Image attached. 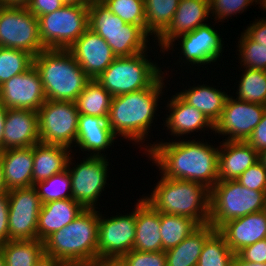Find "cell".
<instances>
[{
	"label": "cell",
	"mask_w": 266,
	"mask_h": 266,
	"mask_svg": "<svg viewBox=\"0 0 266 266\" xmlns=\"http://www.w3.org/2000/svg\"><path fill=\"white\" fill-rule=\"evenodd\" d=\"M178 139L150 143L145 146L144 155L158 167L159 176L197 182L211 190L218 182L219 147L207 141Z\"/></svg>",
	"instance_id": "obj_1"
},
{
	"label": "cell",
	"mask_w": 266,
	"mask_h": 266,
	"mask_svg": "<svg viewBox=\"0 0 266 266\" xmlns=\"http://www.w3.org/2000/svg\"><path fill=\"white\" fill-rule=\"evenodd\" d=\"M164 78L162 75L151 87L143 90L113 97L107 121L116 136L121 135L137 145L151 136L148 134L159 107L158 99L166 87Z\"/></svg>",
	"instance_id": "obj_2"
},
{
	"label": "cell",
	"mask_w": 266,
	"mask_h": 266,
	"mask_svg": "<svg viewBox=\"0 0 266 266\" xmlns=\"http://www.w3.org/2000/svg\"><path fill=\"white\" fill-rule=\"evenodd\" d=\"M99 210L84 209L71 223L44 240V253L67 266H88L97 261Z\"/></svg>",
	"instance_id": "obj_3"
},
{
	"label": "cell",
	"mask_w": 266,
	"mask_h": 266,
	"mask_svg": "<svg viewBox=\"0 0 266 266\" xmlns=\"http://www.w3.org/2000/svg\"><path fill=\"white\" fill-rule=\"evenodd\" d=\"M156 184L143 198L158 212L189 217L199 225L209 223L210 190L204 185L163 176Z\"/></svg>",
	"instance_id": "obj_4"
},
{
	"label": "cell",
	"mask_w": 266,
	"mask_h": 266,
	"mask_svg": "<svg viewBox=\"0 0 266 266\" xmlns=\"http://www.w3.org/2000/svg\"><path fill=\"white\" fill-rule=\"evenodd\" d=\"M48 100L75 102L90 80L68 49H45L33 57Z\"/></svg>",
	"instance_id": "obj_5"
},
{
	"label": "cell",
	"mask_w": 266,
	"mask_h": 266,
	"mask_svg": "<svg viewBox=\"0 0 266 266\" xmlns=\"http://www.w3.org/2000/svg\"><path fill=\"white\" fill-rule=\"evenodd\" d=\"M88 23L89 28L107 42L116 57L148 51L151 44L149 35L140 26L125 23L100 0H91Z\"/></svg>",
	"instance_id": "obj_6"
},
{
	"label": "cell",
	"mask_w": 266,
	"mask_h": 266,
	"mask_svg": "<svg viewBox=\"0 0 266 266\" xmlns=\"http://www.w3.org/2000/svg\"><path fill=\"white\" fill-rule=\"evenodd\" d=\"M147 53L116 57L96 80L113 97L151 87L164 72Z\"/></svg>",
	"instance_id": "obj_7"
},
{
	"label": "cell",
	"mask_w": 266,
	"mask_h": 266,
	"mask_svg": "<svg viewBox=\"0 0 266 266\" xmlns=\"http://www.w3.org/2000/svg\"><path fill=\"white\" fill-rule=\"evenodd\" d=\"M266 191L251 190L237 180L218 181L210 190L209 224L216 230L225 222L263 211Z\"/></svg>",
	"instance_id": "obj_8"
},
{
	"label": "cell",
	"mask_w": 266,
	"mask_h": 266,
	"mask_svg": "<svg viewBox=\"0 0 266 266\" xmlns=\"http://www.w3.org/2000/svg\"><path fill=\"white\" fill-rule=\"evenodd\" d=\"M38 26L46 49H69L89 28L88 6L64 5L38 17Z\"/></svg>",
	"instance_id": "obj_9"
},
{
	"label": "cell",
	"mask_w": 266,
	"mask_h": 266,
	"mask_svg": "<svg viewBox=\"0 0 266 266\" xmlns=\"http://www.w3.org/2000/svg\"><path fill=\"white\" fill-rule=\"evenodd\" d=\"M37 114L40 142L64 146L72 151L79 118L76 103L47 99Z\"/></svg>",
	"instance_id": "obj_10"
},
{
	"label": "cell",
	"mask_w": 266,
	"mask_h": 266,
	"mask_svg": "<svg viewBox=\"0 0 266 266\" xmlns=\"http://www.w3.org/2000/svg\"><path fill=\"white\" fill-rule=\"evenodd\" d=\"M0 47L27 51L33 57L46 49L39 37L38 18L27 7L0 5Z\"/></svg>",
	"instance_id": "obj_11"
},
{
	"label": "cell",
	"mask_w": 266,
	"mask_h": 266,
	"mask_svg": "<svg viewBox=\"0 0 266 266\" xmlns=\"http://www.w3.org/2000/svg\"><path fill=\"white\" fill-rule=\"evenodd\" d=\"M72 155V156H71ZM107 156H88L80 163L73 162L70 154L67 167L71 179L72 199L85 209H98L96 206L107 184L109 162ZM73 162V163H72ZM72 168H71V167ZM108 166V167H107Z\"/></svg>",
	"instance_id": "obj_12"
},
{
	"label": "cell",
	"mask_w": 266,
	"mask_h": 266,
	"mask_svg": "<svg viewBox=\"0 0 266 266\" xmlns=\"http://www.w3.org/2000/svg\"><path fill=\"white\" fill-rule=\"evenodd\" d=\"M131 213L106 218L99 210L97 261L119 260L133 249L136 229V205Z\"/></svg>",
	"instance_id": "obj_13"
},
{
	"label": "cell",
	"mask_w": 266,
	"mask_h": 266,
	"mask_svg": "<svg viewBox=\"0 0 266 266\" xmlns=\"http://www.w3.org/2000/svg\"><path fill=\"white\" fill-rule=\"evenodd\" d=\"M8 196L9 240L37 239L38 216L42 203L36 188H15L8 191Z\"/></svg>",
	"instance_id": "obj_14"
},
{
	"label": "cell",
	"mask_w": 266,
	"mask_h": 266,
	"mask_svg": "<svg viewBox=\"0 0 266 266\" xmlns=\"http://www.w3.org/2000/svg\"><path fill=\"white\" fill-rule=\"evenodd\" d=\"M266 105L235 99L228 95L220 119L214 125L217 135L226 141H246L260 123Z\"/></svg>",
	"instance_id": "obj_15"
},
{
	"label": "cell",
	"mask_w": 266,
	"mask_h": 266,
	"mask_svg": "<svg viewBox=\"0 0 266 266\" xmlns=\"http://www.w3.org/2000/svg\"><path fill=\"white\" fill-rule=\"evenodd\" d=\"M215 26L209 25L208 23L199 26L194 31L186 33L184 35L178 36L163 52L165 53L173 50L176 40L180 39V50L183 57L179 59L183 63L197 65H206L215 63L217 59L219 60L222 56V49L224 48L223 38L217 32ZM171 47V48H170ZM182 58H185L182 59ZM188 62V63H187Z\"/></svg>",
	"instance_id": "obj_16"
},
{
	"label": "cell",
	"mask_w": 266,
	"mask_h": 266,
	"mask_svg": "<svg viewBox=\"0 0 266 266\" xmlns=\"http://www.w3.org/2000/svg\"><path fill=\"white\" fill-rule=\"evenodd\" d=\"M46 100L40 74L34 65L0 85V103L7 109L38 111Z\"/></svg>",
	"instance_id": "obj_17"
},
{
	"label": "cell",
	"mask_w": 266,
	"mask_h": 266,
	"mask_svg": "<svg viewBox=\"0 0 266 266\" xmlns=\"http://www.w3.org/2000/svg\"><path fill=\"white\" fill-rule=\"evenodd\" d=\"M68 50L90 79H97L116 58L107 42L90 28Z\"/></svg>",
	"instance_id": "obj_18"
},
{
	"label": "cell",
	"mask_w": 266,
	"mask_h": 266,
	"mask_svg": "<svg viewBox=\"0 0 266 266\" xmlns=\"http://www.w3.org/2000/svg\"><path fill=\"white\" fill-rule=\"evenodd\" d=\"M210 15V0H180L171 24L157 39L160 52L178 37L206 24ZM206 20V21H205ZM162 49V50H161Z\"/></svg>",
	"instance_id": "obj_19"
},
{
	"label": "cell",
	"mask_w": 266,
	"mask_h": 266,
	"mask_svg": "<svg viewBox=\"0 0 266 266\" xmlns=\"http://www.w3.org/2000/svg\"><path fill=\"white\" fill-rule=\"evenodd\" d=\"M217 231L224 237L234 254L241 249L266 239V215L263 211L223 223Z\"/></svg>",
	"instance_id": "obj_20"
},
{
	"label": "cell",
	"mask_w": 266,
	"mask_h": 266,
	"mask_svg": "<svg viewBox=\"0 0 266 266\" xmlns=\"http://www.w3.org/2000/svg\"><path fill=\"white\" fill-rule=\"evenodd\" d=\"M39 142L37 111L7 109L4 121L3 150L31 147Z\"/></svg>",
	"instance_id": "obj_21"
},
{
	"label": "cell",
	"mask_w": 266,
	"mask_h": 266,
	"mask_svg": "<svg viewBox=\"0 0 266 266\" xmlns=\"http://www.w3.org/2000/svg\"><path fill=\"white\" fill-rule=\"evenodd\" d=\"M168 101L166 110H169V115H166L163 125L169 130L168 133L171 132L169 135L178 138L194 132H205L206 129L208 132L210 129L214 134V124L201 111L186 103L177 93Z\"/></svg>",
	"instance_id": "obj_22"
},
{
	"label": "cell",
	"mask_w": 266,
	"mask_h": 266,
	"mask_svg": "<svg viewBox=\"0 0 266 266\" xmlns=\"http://www.w3.org/2000/svg\"><path fill=\"white\" fill-rule=\"evenodd\" d=\"M107 118L79 114L74 147L80 148L83 154L84 151L89 152L88 156H104L101 152H105L118 139L110 129Z\"/></svg>",
	"instance_id": "obj_23"
},
{
	"label": "cell",
	"mask_w": 266,
	"mask_h": 266,
	"mask_svg": "<svg viewBox=\"0 0 266 266\" xmlns=\"http://www.w3.org/2000/svg\"><path fill=\"white\" fill-rule=\"evenodd\" d=\"M221 142L218 151V181L237 180L259 161V153L246 141Z\"/></svg>",
	"instance_id": "obj_24"
},
{
	"label": "cell",
	"mask_w": 266,
	"mask_h": 266,
	"mask_svg": "<svg viewBox=\"0 0 266 266\" xmlns=\"http://www.w3.org/2000/svg\"><path fill=\"white\" fill-rule=\"evenodd\" d=\"M133 249L141 252L163 251L160 212L142 195L136 203V229Z\"/></svg>",
	"instance_id": "obj_25"
},
{
	"label": "cell",
	"mask_w": 266,
	"mask_h": 266,
	"mask_svg": "<svg viewBox=\"0 0 266 266\" xmlns=\"http://www.w3.org/2000/svg\"><path fill=\"white\" fill-rule=\"evenodd\" d=\"M3 178L7 190L32 187L33 146L0 152Z\"/></svg>",
	"instance_id": "obj_26"
},
{
	"label": "cell",
	"mask_w": 266,
	"mask_h": 266,
	"mask_svg": "<svg viewBox=\"0 0 266 266\" xmlns=\"http://www.w3.org/2000/svg\"><path fill=\"white\" fill-rule=\"evenodd\" d=\"M85 208L73 199L42 204L38 216L37 239L44 241L53 232L71 223Z\"/></svg>",
	"instance_id": "obj_27"
},
{
	"label": "cell",
	"mask_w": 266,
	"mask_h": 266,
	"mask_svg": "<svg viewBox=\"0 0 266 266\" xmlns=\"http://www.w3.org/2000/svg\"><path fill=\"white\" fill-rule=\"evenodd\" d=\"M70 152L64 146L36 143L33 146L32 186L66 170Z\"/></svg>",
	"instance_id": "obj_28"
},
{
	"label": "cell",
	"mask_w": 266,
	"mask_h": 266,
	"mask_svg": "<svg viewBox=\"0 0 266 266\" xmlns=\"http://www.w3.org/2000/svg\"><path fill=\"white\" fill-rule=\"evenodd\" d=\"M215 87V88H214ZM203 83L190 86L177 94L189 105L201 111L214 125L220 119L228 93Z\"/></svg>",
	"instance_id": "obj_29"
},
{
	"label": "cell",
	"mask_w": 266,
	"mask_h": 266,
	"mask_svg": "<svg viewBox=\"0 0 266 266\" xmlns=\"http://www.w3.org/2000/svg\"><path fill=\"white\" fill-rule=\"evenodd\" d=\"M215 231L209 223L200 225L177 246L165 251L167 266H197L205 241Z\"/></svg>",
	"instance_id": "obj_30"
},
{
	"label": "cell",
	"mask_w": 266,
	"mask_h": 266,
	"mask_svg": "<svg viewBox=\"0 0 266 266\" xmlns=\"http://www.w3.org/2000/svg\"><path fill=\"white\" fill-rule=\"evenodd\" d=\"M113 96L96 80L90 79L75 101L79 114L108 117Z\"/></svg>",
	"instance_id": "obj_31"
},
{
	"label": "cell",
	"mask_w": 266,
	"mask_h": 266,
	"mask_svg": "<svg viewBox=\"0 0 266 266\" xmlns=\"http://www.w3.org/2000/svg\"><path fill=\"white\" fill-rule=\"evenodd\" d=\"M180 0H144L146 33L154 42L169 27Z\"/></svg>",
	"instance_id": "obj_32"
},
{
	"label": "cell",
	"mask_w": 266,
	"mask_h": 266,
	"mask_svg": "<svg viewBox=\"0 0 266 266\" xmlns=\"http://www.w3.org/2000/svg\"><path fill=\"white\" fill-rule=\"evenodd\" d=\"M6 266H34L44 254V241L9 240L0 245Z\"/></svg>",
	"instance_id": "obj_33"
},
{
	"label": "cell",
	"mask_w": 266,
	"mask_h": 266,
	"mask_svg": "<svg viewBox=\"0 0 266 266\" xmlns=\"http://www.w3.org/2000/svg\"><path fill=\"white\" fill-rule=\"evenodd\" d=\"M200 225L185 216L160 213V234L163 251L177 246Z\"/></svg>",
	"instance_id": "obj_34"
},
{
	"label": "cell",
	"mask_w": 266,
	"mask_h": 266,
	"mask_svg": "<svg viewBox=\"0 0 266 266\" xmlns=\"http://www.w3.org/2000/svg\"><path fill=\"white\" fill-rule=\"evenodd\" d=\"M235 94L237 99L266 105V71L244 68Z\"/></svg>",
	"instance_id": "obj_35"
},
{
	"label": "cell",
	"mask_w": 266,
	"mask_h": 266,
	"mask_svg": "<svg viewBox=\"0 0 266 266\" xmlns=\"http://www.w3.org/2000/svg\"><path fill=\"white\" fill-rule=\"evenodd\" d=\"M234 253L216 230L204 243L197 266H232Z\"/></svg>",
	"instance_id": "obj_36"
},
{
	"label": "cell",
	"mask_w": 266,
	"mask_h": 266,
	"mask_svg": "<svg viewBox=\"0 0 266 266\" xmlns=\"http://www.w3.org/2000/svg\"><path fill=\"white\" fill-rule=\"evenodd\" d=\"M33 65V56L27 51L0 47V85L26 72Z\"/></svg>",
	"instance_id": "obj_37"
},
{
	"label": "cell",
	"mask_w": 266,
	"mask_h": 266,
	"mask_svg": "<svg viewBox=\"0 0 266 266\" xmlns=\"http://www.w3.org/2000/svg\"><path fill=\"white\" fill-rule=\"evenodd\" d=\"M34 187L42 204L55 200L72 199L71 179L67 169L62 173L37 182Z\"/></svg>",
	"instance_id": "obj_38"
},
{
	"label": "cell",
	"mask_w": 266,
	"mask_h": 266,
	"mask_svg": "<svg viewBox=\"0 0 266 266\" xmlns=\"http://www.w3.org/2000/svg\"><path fill=\"white\" fill-rule=\"evenodd\" d=\"M125 23L140 26L146 32L144 0H100Z\"/></svg>",
	"instance_id": "obj_39"
},
{
	"label": "cell",
	"mask_w": 266,
	"mask_h": 266,
	"mask_svg": "<svg viewBox=\"0 0 266 266\" xmlns=\"http://www.w3.org/2000/svg\"><path fill=\"white\" fill-rule=\"evenodd\" d=\"M240 35L237 51L241 67L266 71V47L253 41L244 31Z\"/></svg>",
	"instance_id": "obj_40"
},
{
	"label": "cell",
	"mask_w": 266,
	"mask_h": 266,
	"mask_svg": "<svg viewBox=\"0 0 266 266\" xmlns=\"http://www.w3.org/2000/svg\"><path fill=\"white\" fill-rule=\"evenodd\" d=\"M259 3V0H210V16L214 21L222 22L234 15L242 14L248 6ZM230 16V17H229Z\"/></svg>",
	"instance_id": "obj_41"
},
{
	"label": "cell",
	"mask_w": 266,
	"mask_h": 266,
	"mask_svg": "<svg viewBox=\"0 0 266 266\" xmlns=\"http://www.w3.org/2000/svg\"><path fill=\"white\" fill-rule=\"evenodd\" d=\"M123 266H167L166 252H141L132 249L120 259Z\"/></svg>",
	"instance_id": "obj_42"
},
{
	"label": "cell",
	"mask_w": 266,
	"mask_h": 266,
	"mask_svg": "<svg viewBox=\"0 0 266 266\" xmlns=\"http://www.w3.org/2000/svg\"><path fill=\"white\" fill-rule=\"evenodd\" d=\"M237 181L248 189L266 191V168L258 161L244 171Z\"/></svg>",
	"instance_id": "obj_43"
},
{
	"label": "cell",
	"mask_w": 266,
	"mask_h": 266,
	"mask_svg": "<svg viewBox=\"0 0 266 266\" xmlns=\"http://www.w3.org/2000/svg\"><path fill=\"white\" fill-rule=\"evenodd\" d=\"M237 255L244 261L252 263H266V239L259 240L241 249Z\"/></svg>",
	"instance_id": "obj_44"
},
{
	"label": "cell",
	"mask_w": 266,
	"mask_h": 266,
	"mask_svg": "<svg viewBox=\"0 0 266 266\" xmlns=\"http://www.w3.org/2000/svg\"><path fill=\"white\" fill-rule=\"evenodd\" d=\"M64 5L62 0H31L27 9L38 18L54 12Z\"/></svg>",
	"instance_id": "obj_45"
},
{
	"label": "cell",
	"mask_w": 266,
	"mask_h": 266,
	"mask_svg": "<svg viewBox=\"0 0 266 266\" xmlns=\"http://www.w3.org/2000/svg\"><path fill=\"white\" fill-rule=\"evenodd\" d=\"M246 142L258 153L266 149V109L260 123L255 127Z\"/></svg>",
	"instance_id": "obj_46"
},
{
	"label": "cell",
	"mask_w": 266,
	"mask_h": 266,
	"mask_svg": "<svg viewBox=\"0 0 266 266\" xmlns=\"http://www.w3.org/2000/svg\"><path fill=\"white\" fill-rule=\"evenodd\" d=\"M9 196L8 192L0 193V245L9 241L8 231Z\"/></svg>",
	"instance_id": "obj_47"
},
{
	"label": "cell",
	"mask_w": 266,
	"mask_h": 266,
	"mask_svg": "<svg viewBox=\"0 0 266 266\" xmlns=\"http://www.w3.org/2000/svg\"><path fill=\"white\" fill-rule=\"evenodd\" d=\"M244 32L255 42L266 47V17L255 20Z\"/></svg>",
	"instance_id": "obj_48"
},
{
	"label": "cell",
	"mask_w": 266,
	"mask_h": 266,
	"mask_svg": "<svg viewBox=\"0 0 266 266\" xmlns=\"http://www.w3.org/2000/svg\"><path fill=\"white\" fill-rule=\"evenodd\" d=\"M34 266H67V265L64 262H62L60 259L44 253L38 259V261Z\"/></svg>",
	"instance_id": "obj_49"
},
{
	"label": "cell",
	"mask_w": 266,
	"mask_h": 266,
	"mask_svg": "<svg viewBox=\"0 0 266 266\" xmlns=\"http://www.w3.org/2000/svg\"><path fill=\"white\" fill-rule=\"evenodd\" d=\"M7 108L0 103V152L3 150V132H4V121L6 118Z\"/></svg>",
	"instance_id": "obj_50"
},
{
	"label": "cell",
	"mask_w": 266,
	"mask_h": 266,
	"mask_svg": "<svg viewBox=\"0 0 266 266\" xmlns=\"http://www.w3.org/2000/svg\"><path fill=\"white\" fill-rule=\"evenodd\" d=\"M31 0H0V5L14 6V7H27Z\"/></svg>",
	"instance_id": "obj_51"
},
{
	"label": "cell",
	"mask_w": 266,
	"mask_h": 266,
	"mask_svg": "<svg viewBox=\"0 0 266 266\" xmlns=\"http://www.w3.org/2000/svg\"><path fill=\"white\" fill-rule=\"evenodd\" d=\"M232 266H266V263H252L249 261H244L237 254L234 255L232 260Z\"/></svg>",
	"instance_id": "obj_52"
},
{
	"label": "cell",
	"mask_w": 266,
	"mask_h": 266,
	"mask_svg": "<svg viewBox=\"0 0 266 266\" xmlns=\"http://www.w3.org/2000/svg\"><path fill=\"white\" fill-rule=\"evenodd\" d=\"M90 266H123L119 260H98Z\"/></svg>",
	"instance_id": "obj_53"
},
{
	"label": "cell",
	"mask_w": 266,
	"mask_h": 266,
	"mask_svg": "<svg viewBox=\"0 0 266 266\" xmlns=\"http://www.w3.org/2000/svg\"><path fill=\"white\" fill-rule=\"evenodd\" d=\"M65 5L89 6L91 0H62Z\"/></svg>",
	"instance_id": "obj_54"
},
{
	"label": "cell",
	"mask_w": 266,
	"mask_h": 266,
	"mask_svg": "<svg viewBox=\"0 0 266 266\" xmlns=\"http://www.w3.org/2000/svg\"><path fill=\"white\" fill-rule=\"evenodd\" d=\"M5 192H8V190L4 183L3 169H2V163H1V157H0V193H5Z\"/></svg>",
	"instance_id": "obj_55"
},
{
	"label": "cell",
	"mask_w": 266,
	"mask_h": 266,
	"mask_svg": "<svg viewBox=\"0 0 266 266\" xmlns=\"http://www.w3.org/2000/svg\"><path fill=\"white\" fill-rule=\"evenodd\" d=\"M259 161L262 163V165L266 168V149L262 150L259 153Z\"/></svg>",
	"instance_id": "obj_56"
},
{
	"label": "cell",
	"mask_w": 266,
	"mask_h": 266,
	"mask_svg": "<svg viewBox=\"0 0 266 266\" xmlns=\"http://www.w3.org/2000/svg\"><path fill=\"white\" fill-rule=\"evenodd\" d=\"M0 266H6L3 252L0 248Z\"/></svg>",
	"instance_id": "obj_57"
},
{
	"label": "cell",
	"mask_w": 266,
	"mask_h": 266,
	"mask_svg": "<svg viewBox=\"0 0 266 266\" xmlns=\"http://www.w3.org/2000/svg\"><path fill=\"white\" fill-rule=\"evenodd\" d=\"M259 4H260L259 7H262L263 11L264 10L266 11V0H259Z\"/></svg>",
	"instance_id": "obj_58"
},
{
	"label": "cell",
	"mask_w": 266,
	"mask_h": 266,
	"mask_svg": "<svg viewBox=\"0 0 266 266\" xmlns=\"http://www.w3.org/2000/svg\"><path fill=\"white\" fill-rule=\"evenodd\" d=\"M263 212H264L265 215H266V198H265V202H264Z\"/></svg>",
	"instance_id": "obj_59"
}]
</instances>
